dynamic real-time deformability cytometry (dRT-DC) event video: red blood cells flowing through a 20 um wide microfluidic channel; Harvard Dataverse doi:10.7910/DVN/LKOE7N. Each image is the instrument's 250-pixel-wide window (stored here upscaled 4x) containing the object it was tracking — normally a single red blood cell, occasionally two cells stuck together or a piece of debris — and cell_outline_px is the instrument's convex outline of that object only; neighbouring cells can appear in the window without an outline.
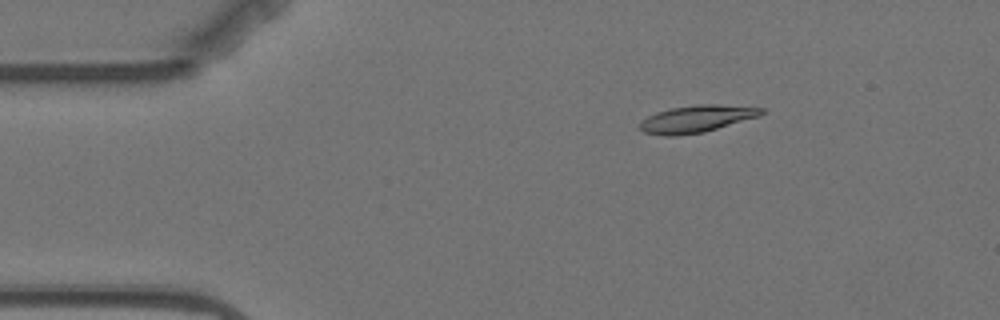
{"species": "Egyptian fruit bat (a non-hibernating species)", "species_latin": "Rousettus aegyptiacus", "temperature_condition": "warm", "stored_images_in_passage": 4, "camera_frame_rate_fps": 3000, "um_per_image_px": 0.085, "animal": {"sex": "female"}, "frame": {"image": 1, "passage_image": 3, "time_ms": 2.333, "image_size_px": [1000, 320], "cell_outline_px": [[764, 112], [760, 116], [704, 132], [676, 136], [664, 136], [644, 132], [640, 128], [640, 124], [648, 116], [656, 112], [672, 108], [696, 104], [716, 104], [764, 108]], "centroid_in_image_um": [59.22, 10.1], "position_along_channel_um": 25.8, "area_um2": 19.07}}